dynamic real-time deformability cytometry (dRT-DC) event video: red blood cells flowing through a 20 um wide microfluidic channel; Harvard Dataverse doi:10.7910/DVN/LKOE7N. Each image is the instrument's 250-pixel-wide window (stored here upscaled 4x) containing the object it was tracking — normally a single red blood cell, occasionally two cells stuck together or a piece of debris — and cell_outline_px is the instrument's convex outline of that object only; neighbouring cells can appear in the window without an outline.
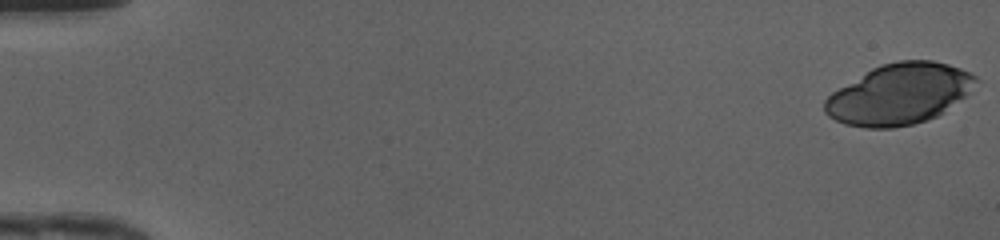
{"species": "human", "species_latin": "Homo sapiens", "temperature_condition": "cold", "stored_images_in_passage": 49, "camera_frame_rate_fps": 3000, "um_per_image_px": 0.085, "donor": {"sex": "female"}, "frame": {"image": 1, "passage_image": 1, "time_ms": 0.0, "image_size_px": [1000, 240], "cell_outline_px": [[980, 80], [964, 96], [936, 116], [928, 120], [912, 124], [892, 128], [864, 128], [844, 124], [828, 116], [824, 112], [824, 100], [832, 92], [872, 68], [880, 64], [900, 60], [932, 60], [948, 64], [960, 68], [976, 76]], "centroid_in_image_um": [76.41, 7.99], "position_along_channel_um": 8.6, "area_um2": 53.23}}